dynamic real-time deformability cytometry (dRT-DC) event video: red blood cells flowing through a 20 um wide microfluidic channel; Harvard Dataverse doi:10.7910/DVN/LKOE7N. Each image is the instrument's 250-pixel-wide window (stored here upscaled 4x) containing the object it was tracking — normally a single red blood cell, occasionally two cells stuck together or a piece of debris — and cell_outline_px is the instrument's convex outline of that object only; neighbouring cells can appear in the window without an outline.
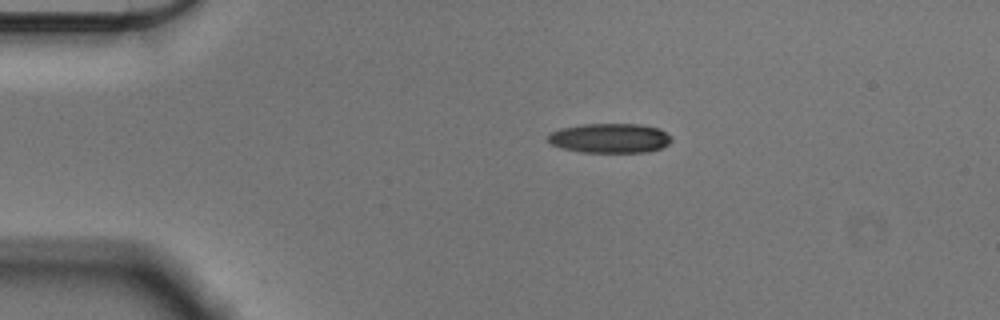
{"species": "Egyptian fruit bat (a non-hibernating species)", "species_latin": "Rousettus aegyptiacus", "temperature_condition": "cold", "stored_images_in_passage": 46, "camera_frame_rate_fps": 3000, "um_per_image_px": 0.085, "animal": {"sex": "male"}, "frame": {"image": 1, "passage_image": 1, "time_ms": 0.0, "image_size_px": [1000, 320], "cell_outline_px": [[672, 140], [668, 144], [660, 148], [648, 152], [580, 152], [564, 148], [552, 144], [548, 140], [548, 132], [560, 128], [584, 124], [640, 124], [660, 128], [672, 136]], "centroid_in_image_um": [51.86, 11.73], "position_along_channel_um": 33.1, "area_um2": 21.39}}
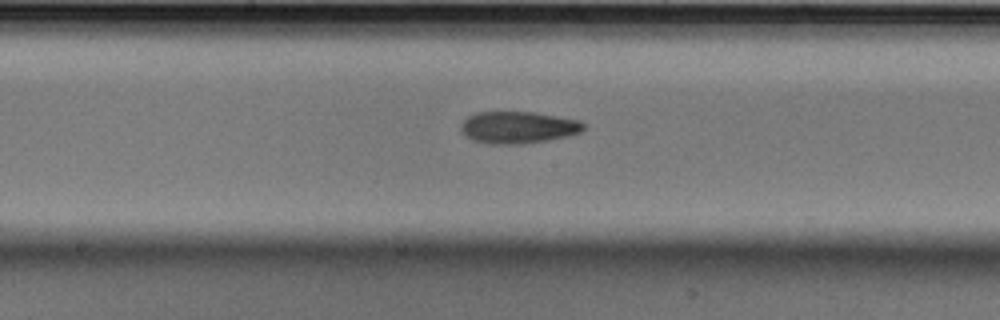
{"frame": {"image": 2, "passage_image": 19, "time_ms": 6.0, "image_size_px": [1000, 320], "cell_outline_px": [[584, 128], [580, 132], [568, 136], [548, 140], [524, 144], [488, 144], [472, 140], [464, 136], [460, 128], [460, 124], [468, 116], [476, 112], [532, 112], [580, 120], [584, 124]], "centroid_in_image_um": [44.0, 10.84], "position_along_channel_um": 204.2, "area_um2": 23.0}}
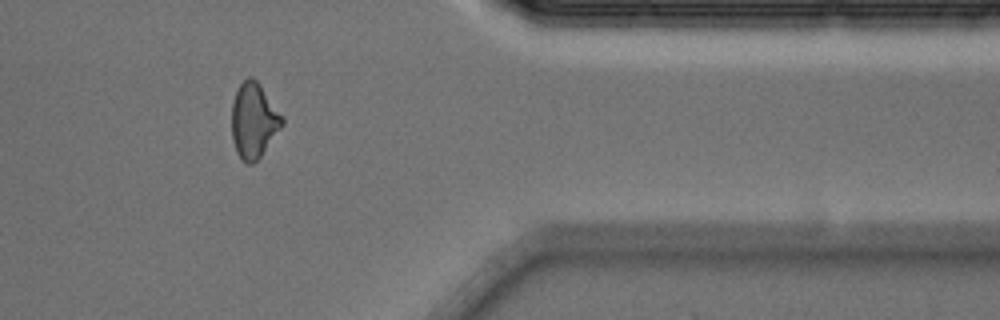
{"frame": {"image": 3, "passage_image": 36, "time_ms": 11.667, "image_size_px": [1000, 320], "cell_outline_px": [[284, 124], [260, 156], [252, 164], [248, 164], [236, 152], [232, 136], [232, 104], [236, 92], [240, 84], [248, 76], [252, 76], [260, 84], [284, 116]], "centroid_in_image_um": [21.59, 10.21], "position_along_channel_um": 389.8, "area_um2": 21.96}, "authors_computed_cell_mechanics": {"area_um2": 22.1085, "velocity_mm_per_s": 3.5846, "shape_relaxation_time_tau1_ms": 5.0652, "shape_relaxation_time_tau2_ms": 4.0288, "deformation_change_tau1": 0.1458, "deformation_change_tau2": 0.1216}}